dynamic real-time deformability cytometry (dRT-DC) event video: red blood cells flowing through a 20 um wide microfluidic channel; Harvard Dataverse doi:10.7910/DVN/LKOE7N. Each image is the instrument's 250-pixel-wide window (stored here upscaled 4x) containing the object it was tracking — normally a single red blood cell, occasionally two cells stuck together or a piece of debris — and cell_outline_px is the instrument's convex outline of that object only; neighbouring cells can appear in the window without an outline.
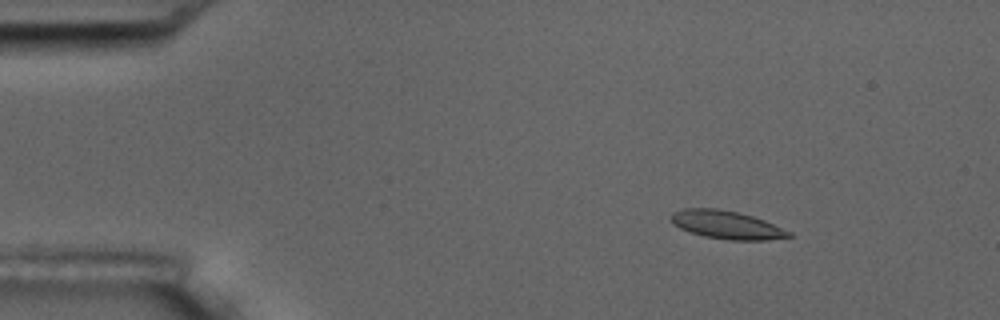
{"species": "common noctule bat (a hibernating species)", "species_latin": "Nyctalus noctula", "temperature_condition": "room temperature", "stored_images_in_passage": 5, "camera_frame_rate_fps": 3000, "um_per_image_px": 0.085, "animal": {"sex": "male", "body_mass_g": 17.5, "forearm_length_mm": 52.3}, "frame": {"image": 1, "passage_image": 1, "time_ms": 0.0, "image_size_px": [1000, 320], "cell_outline_px": [[792, 236], [764, 240], [728, 240], [704, 236], [680, 228], [672, 224], [672, 212], [684, 208], [716, 208], [736, 212], [752, 216], [764, 220], [792, 232]], "centroid_in_image_um": [61.76, 19.11], "position_along_channel_um": 23.2, "area_um2": 19.13}}
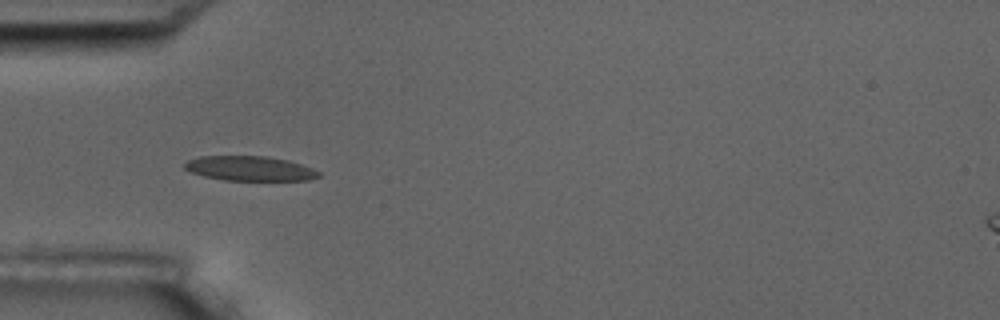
{"frame": {"image": 2, "passage_image": 4, "time_ms": 3.333, "image_size_px": [1000, 320], "cell_outline_px": [[320, 176], [308, 180], [224, 180], [204, 176], [192, 172], [184, 168], [184, 164], [188, 160], [200, 156], [268, 156], [288, 160], [312, 168], [320, 172]], "centroid_in_image_um": [21.24, 14.31], "position_along_channel_um": 63.8, "area_um2": 19.19}}